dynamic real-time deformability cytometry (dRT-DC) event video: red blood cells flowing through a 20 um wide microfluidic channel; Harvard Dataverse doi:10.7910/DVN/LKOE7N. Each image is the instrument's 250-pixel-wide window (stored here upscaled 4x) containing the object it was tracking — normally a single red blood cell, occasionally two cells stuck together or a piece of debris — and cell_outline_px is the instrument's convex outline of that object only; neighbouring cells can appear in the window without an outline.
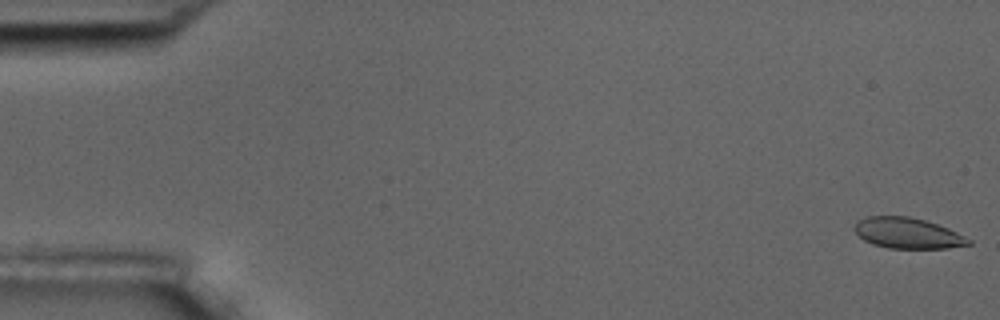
{"species": "common noctule bat (a hibernating species)", "species_latin": "Nyctalus noctula", "temperature_condition": "room temperature", "stored_images_in_passage": 55, "camera_frame_rate_fps": 3000, "um_per_image_px": 0.085, "animal": {"sex": "male", "body_mass_g": 17.5, "forearm_length_mm": 52.3}, "frame": {"image": 1, "passage_image": 1, "time_ms": 0.0, "image_size_px": [1000, 320], "cell_outline_px": [[972, 244], [948, 248], [888, 248], [872, 244], [864, 240], [852, 228], [856, 220], [864, 216], [908, 216], [924, 220], [948, 228], [972, 240]], "centroid_in_image_um": [77.11, 19.81], "position_along_channel_um": 7.9, "area_um2": 20.52}}
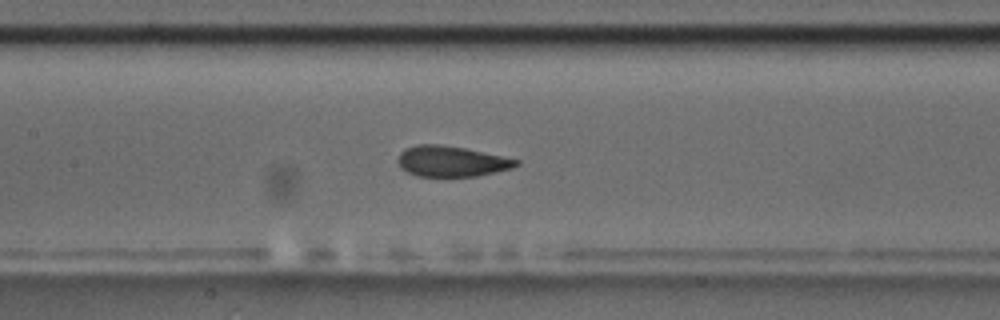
{"frame": {"image": 2, "passage_image": 26, "time_ms": 8.333, "image_size_px": [1000, 320], "cell_outline_px": [[520, 164], [512, 168], [476, 176], [416, 176], [400, 168], [396, 160], [400, 152], [404, 148], [416, 144], [440, 144], [464, 148], [520, 160]], "centroid_in_image_um": [38.32, 13.7], "position_along_channel_um": 169.1, "area_um2": 21.15}}
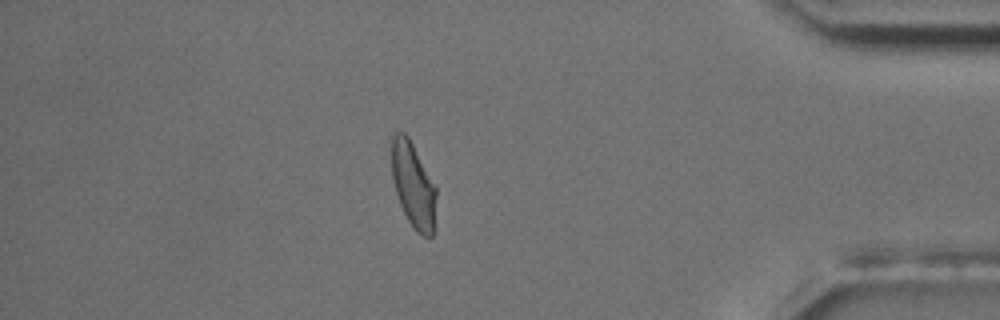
{"frame": {"image": 3, "passage_image": 48, "time_ms": 15.667, "image_size_px": [1000, 320], "cell_outline_px": [[436, 196], [432, 236], [424, 236], [416, 232], [408, 220], [400, 204], [396, 192], [392, 176], [388, 140], [392, 132], [404, 132], [408, 136], [436, 188]], "centroid_in_image_um": [35.05, 15.63], "position_along_channel_um": 400.1, "area_um2": 22.31}, "authors_computed_cell_mechanics": {"area_um2": 21.8484, "velocity_mm_per_s": 3.665, "shape_relaxation_time_tau1_ms": 7.011, "shape_relaxation_time_tau2_ms": null, "deformation_change_tau1": 0.1672, "deformation_change_tau2": null}}